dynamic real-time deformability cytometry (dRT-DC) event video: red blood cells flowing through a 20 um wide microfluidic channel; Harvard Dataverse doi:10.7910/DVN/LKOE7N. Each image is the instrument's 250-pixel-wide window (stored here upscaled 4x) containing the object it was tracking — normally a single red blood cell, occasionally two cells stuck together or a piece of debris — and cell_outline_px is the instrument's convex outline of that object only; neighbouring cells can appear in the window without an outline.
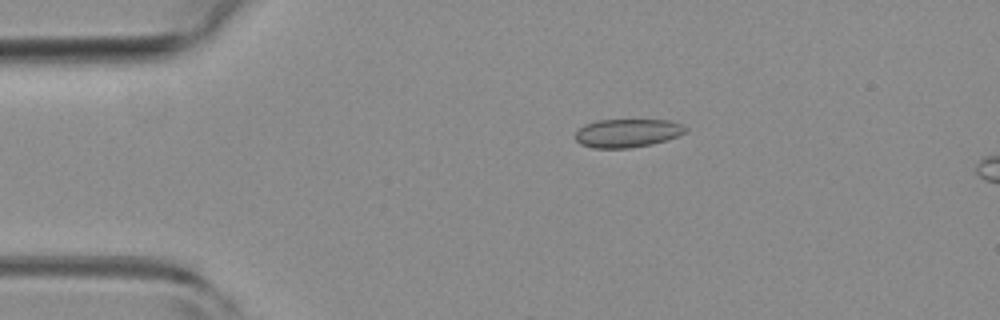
{"species": "common noctule bat (a hibernating species)", "species_latin": "Nyctalus noctula", "temperature_condition": "room temperature", "stored_images_in_passage": 3, "camera_frame_rate_fps": 3000, "um_per_image_px": 0.085, "animal": {"sex": "female", "body_mass_g": 19.3, "forearm_length_mm": 54.1}, "frame": {"image": 1, "passage_image": 2, "time_ms": 0.333, "image_size_px": [1000, 320], "cell_outline_px": [[688, 132], [652, 144], [628, 148], [592, 148], [580, 144], [576, 140], [576, 132], [584, 124], [596, 120], [668, 120], [680, 124], [688, 128]], "centroid_in_image_um": [53.31, 11.31], "position_along_channel_um": 31.7, "area_um2": 18.21}}